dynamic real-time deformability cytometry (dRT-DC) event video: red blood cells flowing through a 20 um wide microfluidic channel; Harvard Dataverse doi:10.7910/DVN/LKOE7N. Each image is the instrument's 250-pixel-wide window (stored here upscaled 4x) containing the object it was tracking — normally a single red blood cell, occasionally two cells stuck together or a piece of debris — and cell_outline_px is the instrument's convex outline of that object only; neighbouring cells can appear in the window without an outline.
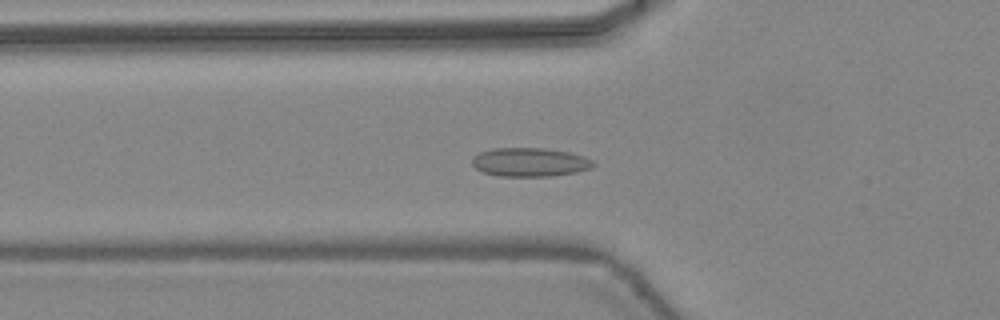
{"species": "common noctule bat (a hibernating species)", "species_latin": "Nyctalus noctula", "temperature_condition": "warm", "stored_images_in_passage": 35, "camera_frame_rate_fps": 3000, "um_per_image_px": 0.085, "animal": {"sex": "female", "body_mass_g": 24.6, "forearm_length_mm": 56.2}, "frame": {"image": 1, "passage_image": 14, "time_ms": 4.333, "image_size_px": [1000, 320], "cell_outline_px": [[596, 164], [592, 168], [576, 172], [548, 176], [500, 176], [484, 172], [476, 168], [472, 164], [472, 160], [480, 152], [492, 148], [544, 148], [568, 152], [584, 156], [592, 160]], "centroid_in_image_um": [45.06, 13.78], "position_along_channel_um": 80.7, "area_um2": 20.17}}
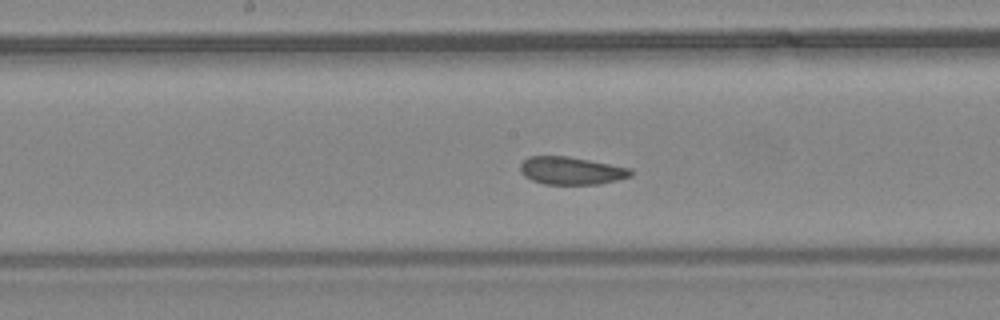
{"frame": {"image": 2, "passage_image": 22, "time_ms": 7.0, "image_size_px": [1000, 320], "cell_outline_px": [[632, 176], [600, 184], [544, 184], [532, 180], [524, 176], [520, 172], [520, 164], [528, 156], [568, 156], [632, 168]], "centroid_in_image_um": [48.55, 14.5], "position_along_channel_um": 199.6, "area_um2": 17.92}}
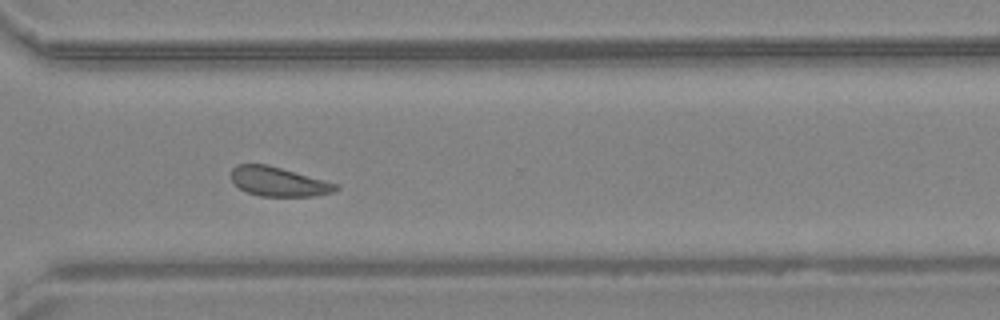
{"frame": {"image": 3, "passage_image": 32, "time_ms": 10.333, "image_size_px": [1000, 320], "cell_outline_px": [[340, 188], [332, 192], [316, 196], [260, 196], [248, 192], [240, 188], [232, 180], [232, 168], [236, 164], [268, 164], [340, 184]], "centroid_in_image_um": [23.72, 15.43], "position_along_channel_um": 346.9, "area_um2": 17.92}, "authors_computed_cell_mechanics": {"area_um2": 18.9006, "velocity_mm_per_s": 4.4337, "shape_relaxation_time_tau1_ms": null, "shape_relaxation_time_tau2_ms": 3.558, "deformation_change_tau1": null, "deformation_change_tau2": 0.0795}}